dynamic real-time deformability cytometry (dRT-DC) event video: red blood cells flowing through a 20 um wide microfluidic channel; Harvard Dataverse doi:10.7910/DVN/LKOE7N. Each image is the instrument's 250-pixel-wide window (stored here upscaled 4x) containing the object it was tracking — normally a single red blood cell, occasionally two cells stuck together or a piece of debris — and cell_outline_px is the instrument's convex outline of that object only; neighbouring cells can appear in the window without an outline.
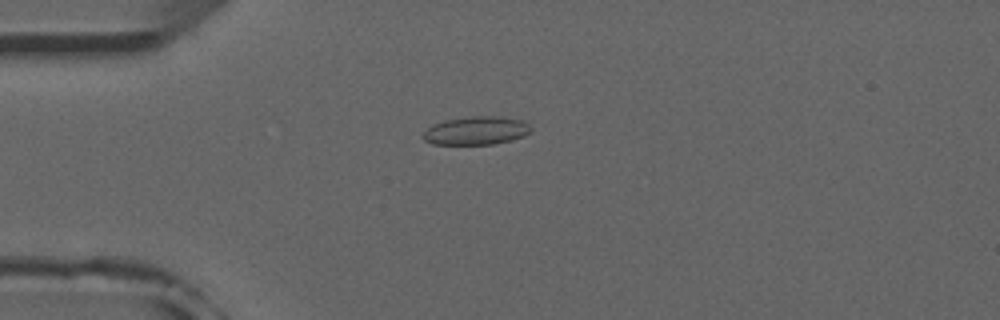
{"species": "common noctule bat (a hibernating species)", "species_latin": "Nyctalus noctula", "temperature_condition": "room temperature", "stored_images_in_passage": 46, "camera_frame_rate_fps": 3000, "um_per_image_px": 0.085, "animal": {"sex": "male", "forearm_length_mm": 52.5}, "frame": {"image": 1, "passage_image": 7, "time_ms": 2.0, "image_size_px": [1000, 320], "cell_outline_px": [[532, 132], [524, 136], [512, 140], [492, 144], [432, 144], [424, 140], [420, 136], [432, 124], [444, 120], [472, 116], [500, 116], [520, 120], [528, 124], [532, 128]], "centroid_in_image_um": [40.47, 11.1], "position_along_channel_um": 44.5, "area_um2": 17.92}}
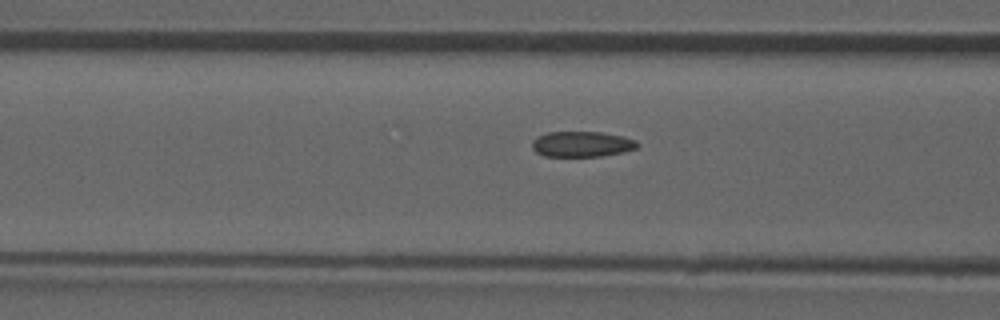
{"frame": {"image": 2, "passage_image": 14, "time_ms": 4.333, "image_size_px": [1000, 320], "cell_outline_px": [[640, 144], [636, 148], [624, 152], [600, 156], [544, 156], [536, 152], [532, 148], [532, 140], [548, 132], [600, 132], [624, 136], [636, 140]], "centroid_in_image_um": [49.48, 12.25], "position_along_channel_um": 117.1, "area_um2": 15.66}}
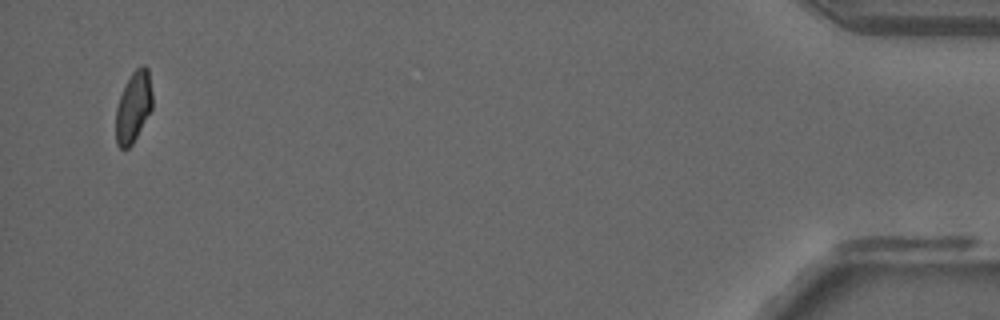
{"frame": {"image": 3, "passage_image": 44, "time_ms": 14.333, "image_size_px": [1000, 320], "cell_outline_px": [[152, 108], [132, 144], [128, 148], [120, 148], [116, 144], [116, 108], [120, 96], [132, 72], [140, 64], [144, 64], [148, 68], [152, 92]], "centroid_in_image_um": [11.35, 9.06], "position_along_channel_um": 423.9, "area_um2": 14.97}, "authors_computed_cell_mechanics": {"area_um2": 16.0684, "velocity_mm_per_s": 3.9322, "shape_relaxation_time_tau1_ms": null, "shape_relaxation_time_tau2_ms": 1.4202, "deformation_change_tau1": null, "deformation_change_tau2": 0.0547}}